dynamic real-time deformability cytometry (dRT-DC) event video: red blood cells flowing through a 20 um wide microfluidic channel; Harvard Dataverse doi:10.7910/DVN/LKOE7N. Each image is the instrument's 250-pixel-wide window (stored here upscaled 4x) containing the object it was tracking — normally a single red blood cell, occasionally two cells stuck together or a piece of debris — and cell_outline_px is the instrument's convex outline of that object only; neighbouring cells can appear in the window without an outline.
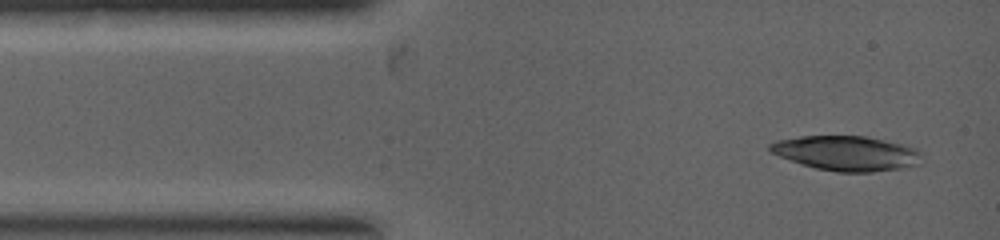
{"species": "common noctule bat (a hibernating species)", "species_latin": "Nyctalus noctula", "temperature_condition": "warm", "stored_images_in_passage": 3, "camera_frame_rate_fps": 5000, "um_per_image_px": 0.085, "animal": {"sex": "female", "body_mass_g": 19.0, "forearm_length_mm": 53.3}, "frame": {"image": 1, "passage_image": 1, "time_ms": 0.0, "image_size_px": [1000, 240], "cell_outline_px": [[924, 156], [920, 164], [900, 168], [872, 172], [836, 172], [816, 168], [800, 164], [768, 152], [768, 144], [776, 140], [800, 136], [868, 136], [904, 144], [916, 148]], "centroid_in_image_um": [71.95, 13.02], "position_along_channel_um": 13.0, "area_um2": 31.21}}